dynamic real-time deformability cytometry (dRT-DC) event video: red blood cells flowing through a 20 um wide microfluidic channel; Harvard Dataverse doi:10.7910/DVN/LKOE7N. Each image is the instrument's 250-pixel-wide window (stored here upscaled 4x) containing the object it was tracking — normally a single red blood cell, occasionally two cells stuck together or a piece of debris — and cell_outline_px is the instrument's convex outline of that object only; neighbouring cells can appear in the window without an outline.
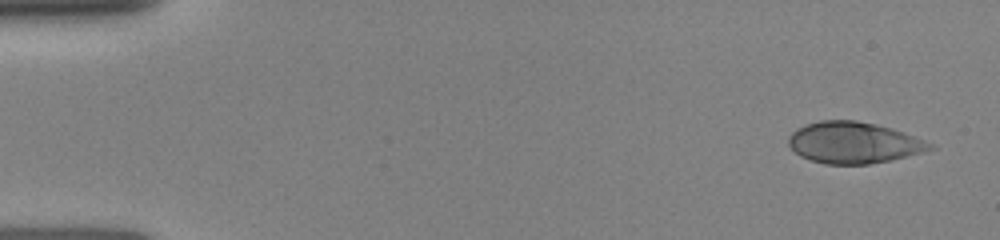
{"species": "human", "species_latin": "Homo sapiens", "temperature_condition": "room temperature", "stored_images_in_passage": 11, "camera_frame_rate_fps": 3000, "um_per_image_px": 0.085, "donor": {"sex": "female"}, "frame": {"image": 1, "passage_image": 1, "time_ms": 0.0, "image_size_px": [1000, 240], "cell_outline_px": [[936, 148], [888, 160], [868, 164], [824, 164], [800, 156], [788, 144], [788, 136], [796, 128], [804, 124], [820, 120], [856, 120], [876, 124], [924, 140], [932, 144]], "centroid_in_image_um": [72.48, 12.12], "position_along_channel_um": 12.5, "area_um2": 33.64}}
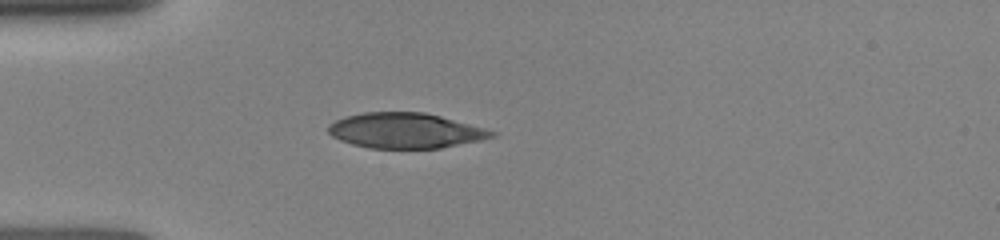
{"frame": {"image": 2, "passage_image": 7, "time_ms": 3.667, "image_size_px": [1000, 240], "cell_outline_px": [[496, 136], [480, 140], [440, 148], [368, 148], [352, 144], [340, 140], [332, 136], [328, 132], [328, 124], [344, 116], [364, 112], [424, 112], [440, 116], [496, 132]], "centroid_in_image_um": [34.4, 11.1], "position_along_channel_um": 50.6, "area_um2": 33.35}}
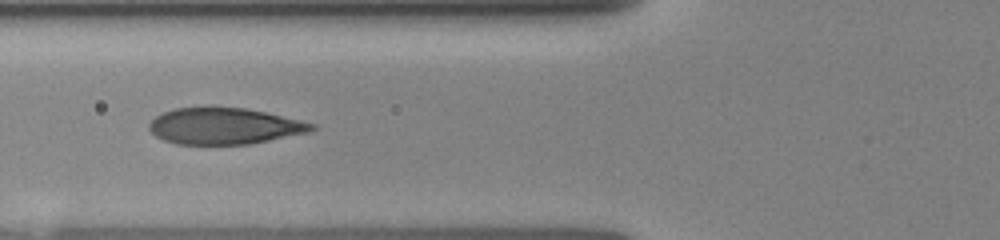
{"frame": {"image": 3, "passage_image": 10, "time_ms": 5.333, "image_size_px": [1000, 240], "cell_outline_px": [[316, 128], [308, 132], [248, 144], [176, 144], [164, 140], [156, 136], [148, 128], [148, 124], [156, 116], [164, 112], [176, 108], [208, 104], [244, 108], [264, 112], [300, 120], [316, 124]], "centroid_in_image_um": [19.01, 10.68], "position_along_channel_um": 106.8, "area_um2": 34.85}}